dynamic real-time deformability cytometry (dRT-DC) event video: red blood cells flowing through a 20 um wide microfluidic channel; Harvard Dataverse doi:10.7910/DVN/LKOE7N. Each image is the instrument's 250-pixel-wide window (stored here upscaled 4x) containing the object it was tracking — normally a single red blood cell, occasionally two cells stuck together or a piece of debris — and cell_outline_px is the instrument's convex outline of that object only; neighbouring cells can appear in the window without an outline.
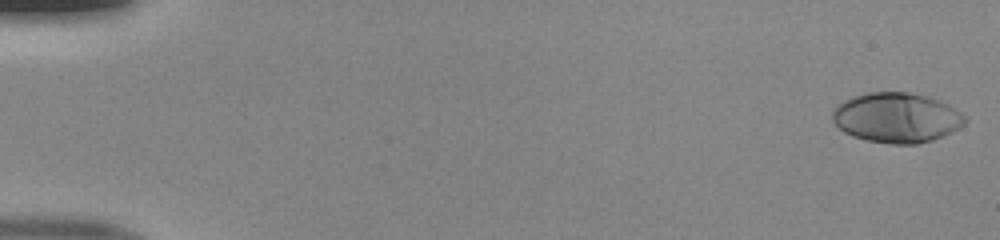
{"species": "human", "species_latin": "Homo sapiens", "temperature_condition": "room temperature", "stored_images_in_passage": 50, "camera_frame_rate_fps": 3000, "um_per_image_px": 0.085, "donor": {"sex": "male"}, "frame": {"image": 1, "passage_image": 1, "time_ms": 0.0, "image_size_px": [1000, 240], "cell_outline_px": [[968, 120], [964, 124], [952, 132], [932, 140], [916, 144], [892, 144], [868, 140], [852, 136], [844, 132], [832, 120], [832, 112], [844, 100], [868, 92], [908, 92], [940, 100], [948, 104], [968, 116]], "centroid_in_image_um": [76.25, 10.0], "position_along_channel_um": 8.7, "area_um2": 38.49}}
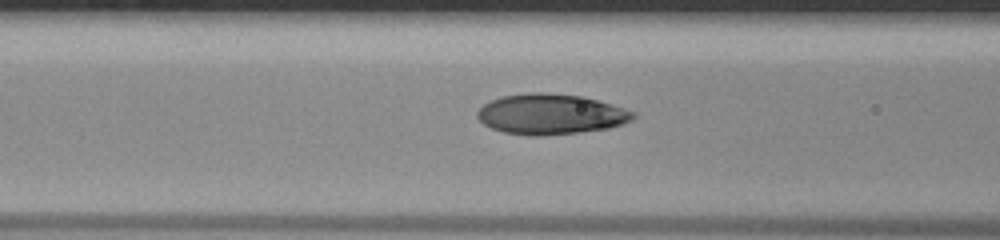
{"frame": {"image": 2, "passage_image": 21, "time_ms": 6.667, "image_size_px": [1000, 240], "cell_outline_px": [[636, 116], [632, 120], [624, 124], [608, 128], [580, 132], [544, 136], [532, 136], [504, 132], [492, 128], [484, 124], [476, 116], [476, 112], [484, 104], [492, 100], [504, 96], [532, 92], [544, 92], [584, 96], [624, 108], [636, 112]], "centroid_in_image_um": [46.84, 9.71], "position_along_channel_um": 119.8, "area_um2": 36.76}}
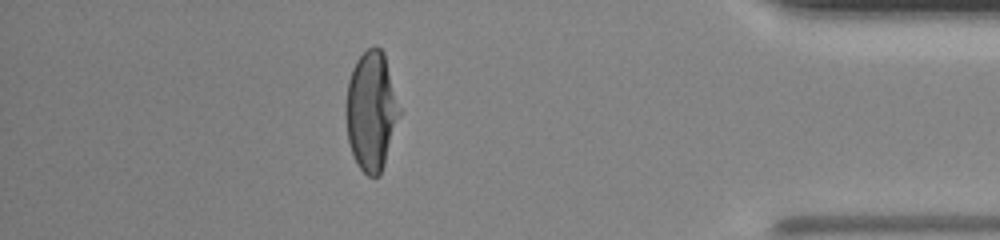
{"frame": {"image": 3, "passage_image": 44, "time_ms": 14.333, "image_size_px": [1000, 240], "cell_outline_px": [[400, 112], [384, 164], [380, 176], [368, 176], [356, 164], [348, 140], [344, 112], [344, 108], [348, 80], [352, 68], [356, 60], [368, 48], [376, 44], [384, 52], [400, 108]], "centroid_in_image_um": [31.52, 9.41], "position_along_channel_um": 403.7, "area_um2": 37.22}}